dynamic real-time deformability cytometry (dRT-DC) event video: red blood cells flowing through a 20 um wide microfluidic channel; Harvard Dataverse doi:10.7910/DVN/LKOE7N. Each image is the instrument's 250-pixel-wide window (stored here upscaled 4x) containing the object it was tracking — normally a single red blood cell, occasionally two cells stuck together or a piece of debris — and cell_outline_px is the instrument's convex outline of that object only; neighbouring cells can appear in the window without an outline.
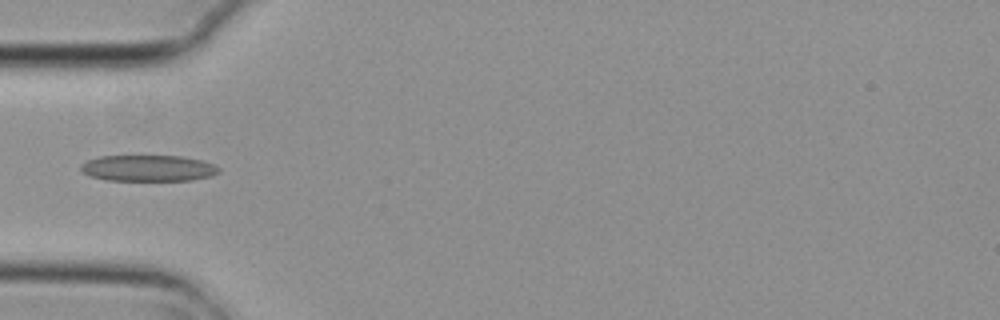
{"species": "common noctule bat (a hibernating species)", "species_latin": "Nyctalus noctula", "temperature_condition": "cold", "stored_images_in_passage": 7, "camera_frame_rate_fps": 3000, "um_per_image_px": 0.085, "animal": {"sex": "female", "body_mass_g": 29.2, "forearm_length_mm": 56.3}, "frame": {"image": 1, "passage_image": 4, "time_ms": 1.0, "image_size_px": [1000, 320], "cell_outline_px": [[220, 172], [212, 176], [192, 180], [108, 180], [88, 176], [80, 168], [80, 164], [88, 160], [100, 156], [180, 156], [200, 160], [212, 164], [220, 168]], "centroid_in_image_um": [12.59, 14.3], "position_along_channel_um": 72.4, "area_um2": 20.98}}
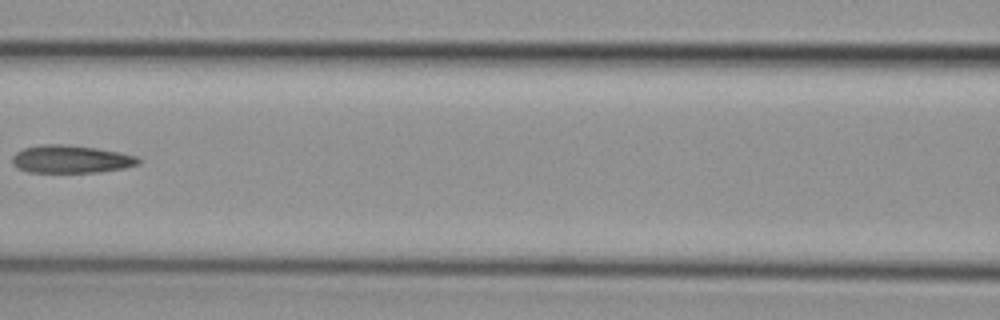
{"frame": {"image": 2, "passage_image": 6, "time_ms": 1.667, "image_size_px": [1000, 320], "cell_outline_px": [[140, 164], [124, 168], [100, 172], [28, 172], [16, 168], [12, 164], [12, 156], [16, 152], [24, 148], [40, 144], [64, 144], [96, 148], [120, 152], [136, 156], [140, 160]], "centroid_in_image_um": [6.01, 13.53], "position_along_channel_um": 160.6, "area_um2": 20.58}}
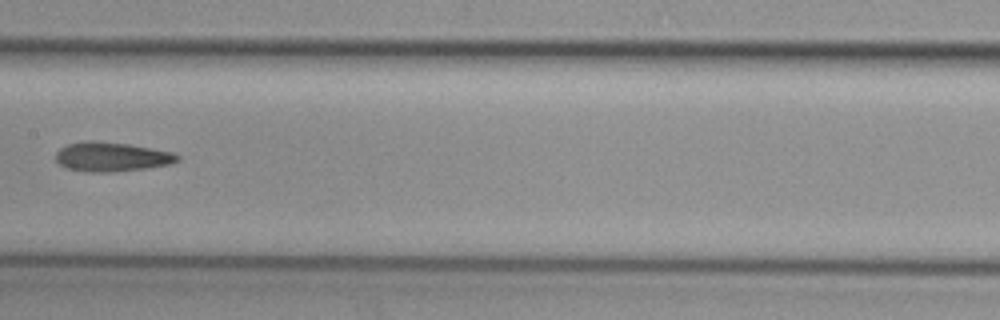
{"frame": {"image": 3, "passage_image": 7, "time_ms": 2.0, "image_size_px": [1000, 320], "cell_outline_px": [[180, 160], [172, 164], [144, 168], [112, 172], [88, 172], [68, 168], [60, 164], [56, 160], [56, 152], [60, 148], [68, 144], [84, 140], [92, 140], [128, 144], [152, 148], [172, 152], [180, 156]], "centroid_in_image_um": [9.5, 13.32], "position_along_channel_um": 197.9, "area_um2": 20.81}}